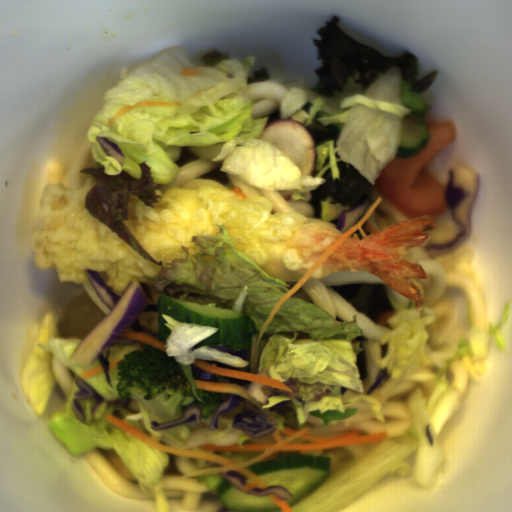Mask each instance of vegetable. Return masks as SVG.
<instances>
[{"instance_id": "4", "label": "vegetable", "mask_w": 512, "mask_h": 512, "mask_svg": "<svg viewBox=\"0 0 512 512\" xmlns=\"http://www.w3.org/2000/svg\"><path fill=\"white\" fill-rule=\"evenodd\" d=\"M363 330L357 314L352 321H337L332 313L307 301L287 298L265 330L270 335L257 365V375L277 380L292 392L255 382L241 386L275 411L279 430L305 428L309 415L329 420L358 413L348 408L360 399L372 403L377 420L385 423L382 403L373 395L344 399L342 387L364 391L358 363ZM354 342V343H353Z\"/></svg>"}, {"instance_id": "2", "label": "vegetable", "mask_w": 512, "mask_h": 512, "mask_svg": "<svg viewBox=\"0 0 512 512\" xmlns=\"http://www.w3.org/2000/svg\"><path fill=\"white\" fill-rule=\"evenodd\" d=\"M395 310L388 319L393 327L381 338L386 354L378 353L371 337L368 351L390 379L403 381L421 364L430 365L436 384L425 398L422 386L405 396L412 424L398 436L375 441L367 450L308 493L290 508L293 512H336L366 493L388 474L409 476L413 485L429 495L437 486L439 473L447 477L448 462L438 435L447 420L462 406L465 396L442 375L459 357L478 382L485 378L492 337L505 351L501 329L509 318L512 303L504 305L496 326L490 321L482 332L468 329L461 341L438 332V320L432 309L397 303L389 296Z\"/></svg>"}, {"instance_id": "7", "label": "vegetable", "mask_w": 512, "mask_h": 512, "mask_svg": "<svg viewBox=\"0 0 512 512\" xmlns=\"http://www.w3.org/2000/svg\"><path fill=\"white\" fill-rule=\"evenodd\" d=\"M163 436L175 440L182 446L191 434V430L184 424H179L169 429H160Z\"/></svg>"}, {"instance_id": "6", "label": "vegetable", "mask_w": 512, "mask_h": 512, "mask_svg": "<svg viewBox=\"0 0 512 512\" xmlns=\"http://www.w3.org/2000/svg\"><path fill=\"white\" fill-rule=\"evenodd\" d=\"M218 409L211 415L200 417V423L191 422L184 423V425L191 431L189 437L180 444L176 440L168 437H162L160 444L172 446L175 448L205 452L216 456L224 457L235 462H245L265 451H210L201 449L199 446L205 443H211L215 446H231L238 443L241 449H244V441L250 440V434L242 429H235L232 427L233 418L237 413L254 411L253 415L262 413L258 406L250 400L241 395L240 401L230 410L219 413L218 416V430L210 429L213 417ZM251 415V416H253ZM250 416V417H251Z\"/></svg>"}, {"instance_id": "8", "label": "vegetable", "mask_w": 512, "mask_h": 512, "mask_svg": "<svg viewBox=\"0 0 512 512\" xmlns=\"http://www.w3.org/2000/svg\"><path fill=\"white\" fill-rule=\"evenodd\" d=\"M223 478L224 477L219 471L211 474L197 475V482H205L208 491L217 490V486Z\"/></svg>"}, {"instance_id": "1", "label": "vegetable", "mask_w": 512, "mask_h": 512, "mask_svg": "<svg viewBox=\"0 0 512 512\" xmlns=\"http://www.w3.org/2000/svg\"><path fill=\"white\" fill-rule=\"evenodd\" d=\"M334 16L317 28L313 88L292 86L280 103L279 119L306 127L313 120L333 124L336 140L315 147V176L299 167L277 146L260 138L268 117L253 118L254 101L242 95L247 83L269 81L267 68L254 70L257 60L241 61L212 50L203 63H191L180 45L163 48L129 73L123 65L118 85L105 93L85 135L95 167L79 171L96 182L85 196L90 215L104 223L145 262L161 265L152 284L169 297L199 304H218L252 319L260 331L290 283L277 279L240 252L223 221L218 232L196 234L191 242L203 249L163 263L139 243L129 221L130 196L155 207L163 196L159 185L178 179L180 166L162 148L224 146L212 161L220 171L263 189L296 190L303 201L311 190L313 218L339 219L341 213L370 198L377 179L397 156L402 121L413 112L430 111L419 94L438 76L437 69L418 78L419 57L406 51L385 55L345 33Z\"/></svg>"}, {"instance_id": "3", "label": "vegetable", "mask_w": 512, "mask_h": 512, "mask_svg": "<svg viewBox=\"0 0 512 512\" xmlns=\"http://www.w3.org/2000/svg\"><path fill=\"white\" fill-rule=\"evenodd\" d=\"M67 314L65 307L47 311L38 323L36 332L19 368V384L25 399L37 416L44 415L49 399L57 383L53 372V356L69 368L76 377L83 379L100 394L104 401L98 406L92 419L91 409L96 399H77L86 417L80 422L72 409L74 392L82 390L73 383L65 402V411H54L48 426L73 455H81L95 448L117 453L122 462L134 473L139 487L149 497L154 495L156 512H170L169 502L163 491V474L170 453L151 448L142 440L129 434L107 420L113 416L130 427L161 444V429H152L146 408L136 397L121 398L117 392L119 379L117 367L121 359L132 351H143L141 345L113 344L107 360L108 385L98 358L90 365L69 362L74 349L83 338L61 337L59 326Z\"/></svg>"}, {"instance_id": "5", "label": "vegetable", "mask_w": 512, "mask_h": 512, "mask_svg": "<svg viewBox=\"0 0 512 512\" xmlns=\"http://www.w3.org/2000/svg\"><path fill=\"white\" fill-rule=\"evenodd\" d=\"M160 315L164 320L162 323L170 330L163 344L166 347L164 353L173 357L181 376L186 382L182 413H184L185 407L197 403L200 418L212 415L218 410L223 401L229 399L231 394L197 389L194 380L201 381V371L195 370L192 363H195L196 359H201L213 366H216V362L243 369L249 365L248 358L246 357L244 360L242 356L232 355L230 352H220L218 348L199 345L214 335L219 329L217 327L178 321L163 312Z\"/></svg>"}]
</instances>
